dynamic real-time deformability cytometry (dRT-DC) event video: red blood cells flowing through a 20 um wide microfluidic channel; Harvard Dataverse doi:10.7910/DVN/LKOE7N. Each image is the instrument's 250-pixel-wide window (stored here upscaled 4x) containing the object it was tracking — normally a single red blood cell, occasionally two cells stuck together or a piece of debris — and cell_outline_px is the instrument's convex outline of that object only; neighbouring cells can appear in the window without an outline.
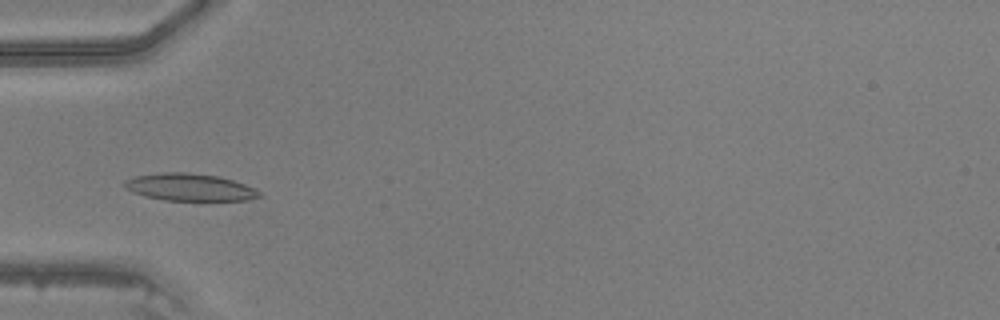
{"species": "common noctule bat (a hibernating species)", "species_latin": "Nyctalus noctula", "temperature_condition": "warm", "stored_images_in_passage": 35, "camera_frame_rate_fps": 3000, "um_per_image_px": 0.085, "animal": {"sex": "male", "body_mass_g": 20.5, "forearm_length_mm": 52.5}, "frame": {"image": 1, "passage_image": 4, "time_ms": 1.0, "image_size_px": [1000, 320], "cell_outline_px": [[264, 196], [244, 200], [164, 200], [144, 196], [132, 192], [124, 184], [124, 180], [136, 176], [164, 172], [188, 172], [220, 176], [244, 184], [260, 192]], "centroid_in_image_um": [16.13, 15.91], "position_along_channel_um": 68.9, "area_um2": 21.27}}
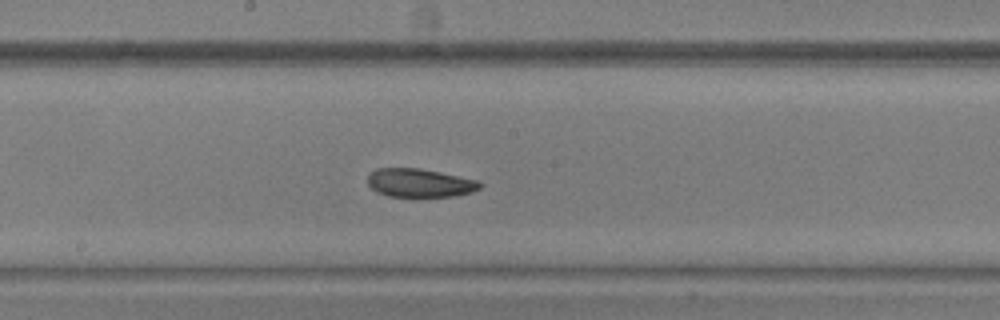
{"frame": {"image": 2, "passage_image": 14, "time_ms": 4.333, "image_size_px": [1000, 320], "cell_outline_px": [[484, 184], [480, 188], [472, 192], [452, 196], [388, 196], [376, 192], [368, 184], [368, 172], [376, 168], [420, 168], [480, 180]], "centroid_in_image_um": [35.68, 15.53], "position_along_channel_um": 212.5, "area_um2": 18.79}}
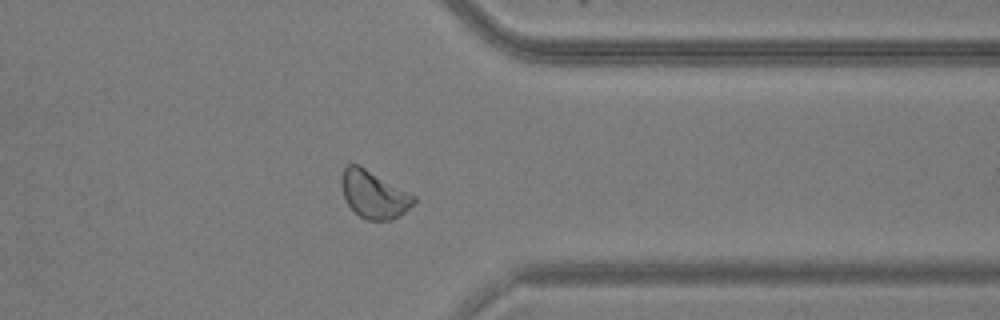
{"frame": {"image": 3, "passage_image": 26, "time_ms": 8.333, "image_size_px": [1000, 320], "cell_outline_px": [[416, 200], [400, 216], [392, 220], [368, 220], [360, 216], [348, 204], [344, 196], [340, 184], [340, 176], [344, 168], [348, 164], [360, 164], [416, 196]], "centroid_in_image_um": [31.76, 16.5], "position_along_channel_um": 379.6, "area_um2": 20.06}}